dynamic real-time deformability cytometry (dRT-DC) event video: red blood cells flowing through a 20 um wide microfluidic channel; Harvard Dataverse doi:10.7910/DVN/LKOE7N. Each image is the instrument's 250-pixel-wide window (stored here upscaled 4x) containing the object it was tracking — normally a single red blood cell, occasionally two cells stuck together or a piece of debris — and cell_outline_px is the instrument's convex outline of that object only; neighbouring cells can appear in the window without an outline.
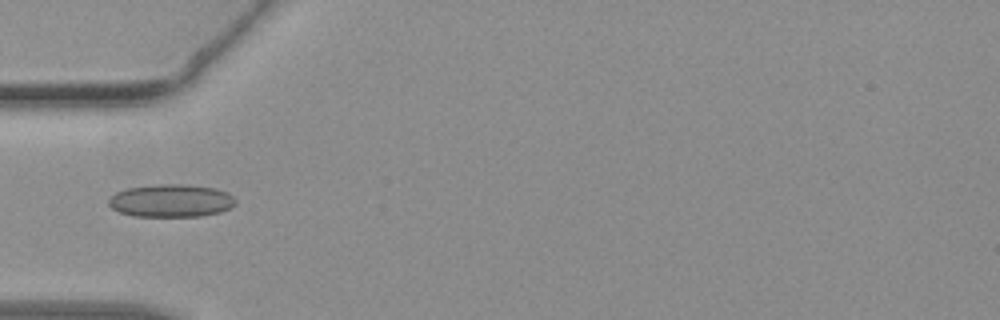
{"species": "common noctule bat (a hibernating species)", "species_latin": "Nyctalus noctula", "temperature_condition": "warm", "stored_images_in_passage": 32, "camera_frame_rate_fps": 3000, "um_per_image_px": 0.085, "animal": {"sex": "female", "body_mass_g": 19.3, "forearm_length_mm": 54.1}, "frame": {"image": 1, "passage_image": 2, "time_ms": 0.333, "image_size_px": [1000, 320], "cell_outline_px": [[236, 204], [220, 212], [200, 216], [136, 216], [120, 212], [112, 208], [108, 204], [108, 196], [124, 188], [152, 184], [184, 184], [216, 188], [228, 192], [236, 200]], "centroid_in_image_um": [14.51, 17.04], "position_along_channel_um": 70.5, "area_um2": 24.51}}
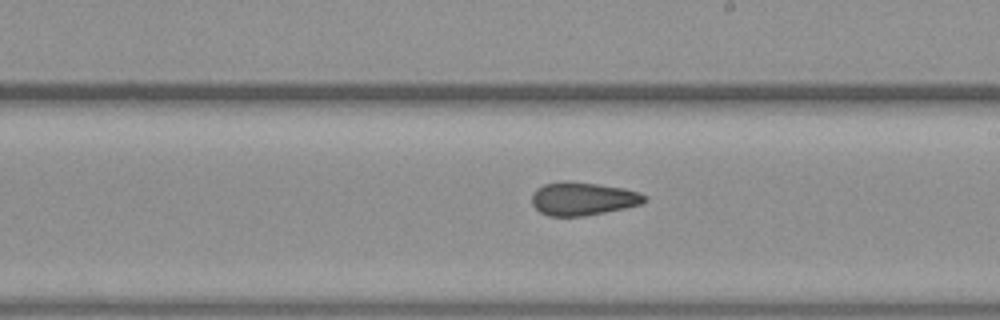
{"frame": {"image": 2, "passage_image": 13, "time_ms": 4.0, "image_size_px": [1000, 320], "cell_outline_px": [[648, 200], [640, 204], [624, 208], [584, 216], [548, 216], [540, 212], [532, 204], [532, 196], [536, 188], [544, 184], [568, 180], [624, 188], [640, 192], [648, 196]], "centroid_in_image_um": [49.55, 16.88], "position_along_channel_um": 239.4, "area_um2": 21.85}}
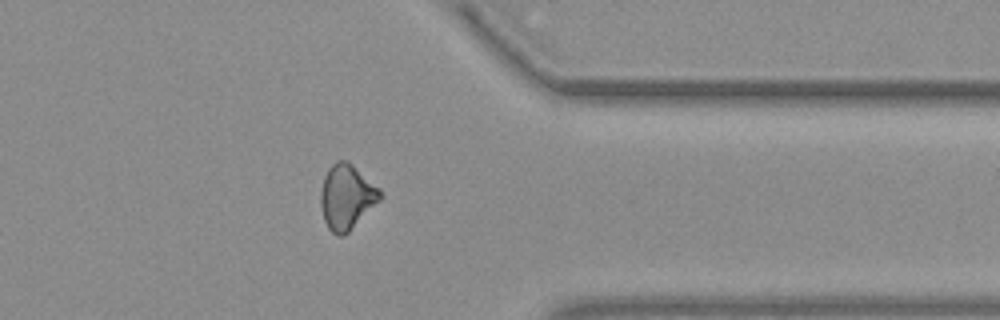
{"frame": {"image": 3, "passage_image": 23, "time_ms": 7.333, "image_size_px": [1000, 320], "cell_outline_px": [[380, 200], [344, 236], [340, 236], [332, 232], [328, 228], [324, 220], [320, 204], [320, 192], [324, 176], [328, 168], [336, 160], [344, 160], [352, 164], [380, 188]], "centroid_in_image_um": [29.44, 16.73], "position_along_channel_um": 382.0, "area_um2": 22.31}}